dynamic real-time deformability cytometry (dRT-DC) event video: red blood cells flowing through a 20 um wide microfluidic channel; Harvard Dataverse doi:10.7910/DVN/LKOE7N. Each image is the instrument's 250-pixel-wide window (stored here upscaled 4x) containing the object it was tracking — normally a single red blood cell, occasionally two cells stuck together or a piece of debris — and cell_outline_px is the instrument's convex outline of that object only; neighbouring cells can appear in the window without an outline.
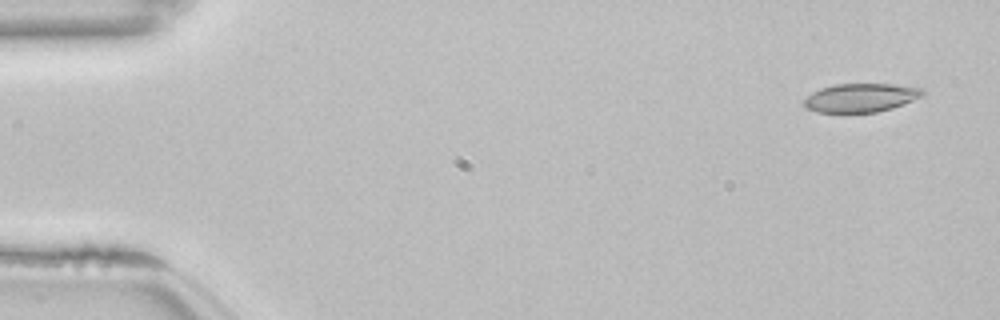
{"species": "common noctule bat (a hibernating species)", "species_latin": "Nyctalus noctula", "temperature_condition": "room temperature", "stored_images_in_passage": 52, "camera_frame_rate_fps": 3000, "um_per_image_px": 0.085, "animal": {"sex": "female", "body_mass_g": 22.7, "forearm_length_mm": 54.2}, "frame": {"image": 1, "passage_image": 1, "time_ms": 0.0, "image_size_px": [1000, 320], "cell_outline_px": [[924, 96], [904, 104], [892, 108], [876, 112], [844, 116], [816, 112], [808, 108], [804, 104], [804, 100], [812, 92], [820, 88], [836, 84], [896, 84], [924, 88]], "centroid_in_image_um": [73.16, 8.35], "position_along_channel_um": 11.8, "area_um2": 20.69}}
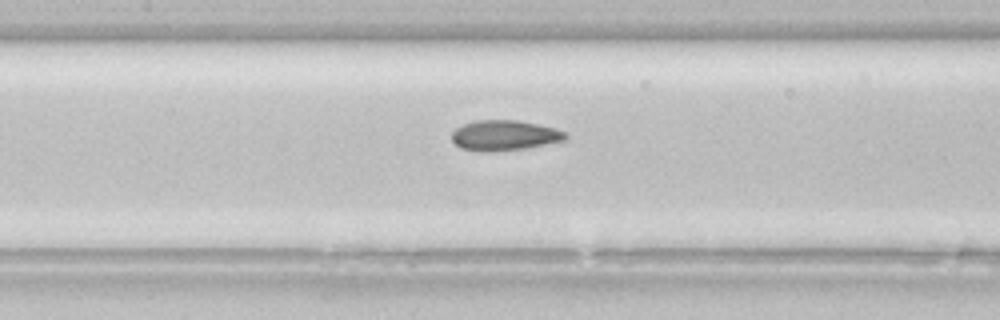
{"frame": {"image": 2, "passage_image": 23, "time_ms": 7.333, "image_size_px": [1000, 320], "cell_outline_px": [[568, 136], [564, 140], [524, 148], [488, 152], [484, 152], [460, 148], [452, 140], [452, 132], [456, 128], [464, 124], [476, 120], [516, 120], [556, 128], [564, 132]], "centroid_in_image_um": [42.84, 11.5], "position_along_channel_um": 164.6, "area_um2": 19.83}}
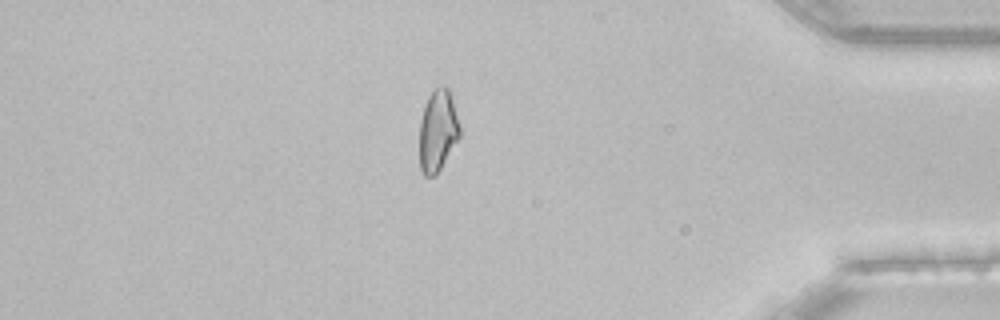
{"frame": {"image": 3, "passage_image": 44, "time_ms": 14.333, "image_size_px": [1000, 320], "cell_outline_px": [[460, 136], [440, 168], [432, 176], [424, 176], [420, 168], [420, 120], [428, 96], [436, 88], [444, 84], [448, 88], [452, 100], [460, 128]], "centroid_in_image_um": [37.2, 11.09], "position_along_channel_um": 398.0, "area_um2": 18.73}, "authors_computed_cell_mechanics": {"area_um2": 19.8543, "velocity_mm_per_s": 3.8514, "shape_relaxation_time_tau1_ms": 9.6214, "shape_relaxation_time_tau2_ms": 1.9507, "deformation_change_tau1": 0.168, "deformation_change_tau2": 0.083}}